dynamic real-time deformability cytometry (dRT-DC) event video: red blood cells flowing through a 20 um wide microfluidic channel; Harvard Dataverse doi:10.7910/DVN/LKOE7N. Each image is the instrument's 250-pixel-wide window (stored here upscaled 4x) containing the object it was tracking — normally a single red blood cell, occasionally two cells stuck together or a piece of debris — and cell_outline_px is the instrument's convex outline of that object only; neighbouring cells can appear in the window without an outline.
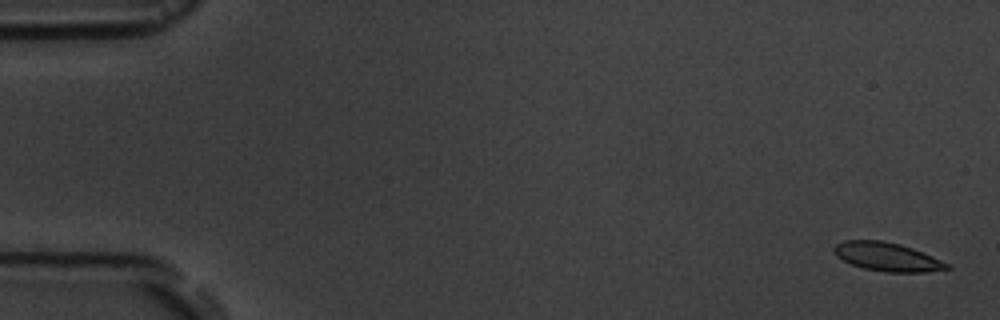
{"species": "common noctule bat (a hibernating species)", "species_latin": "Nyctalus noctula", "temperature_condition": "room temperature", "stored_images_in_passage": 4, "camera_frame_rate_fps": 3000, "um_per_image_px": 0.085, "animal": {"sex": "male", "body_mass_g": 19.5, "forearm_length_mm": 54.6}, "frame": {"image": 1, "passage_image": 1, "time_ms": 0.0, "image_size_px": [1000, 320], "cell_outline_px": [[952, 268], [924, 272], [884, 272], [864, 268], [852, 264], [836, 256], [832, 248], [836, 244], [844, 240], [880, 240], [900, 244], [912, 248], [932, 256], [948, 264]], "centroid_in_image_um": [75.38, 21.82], "position_along_channel_um": 9.6, "area_um2": 18.67}}
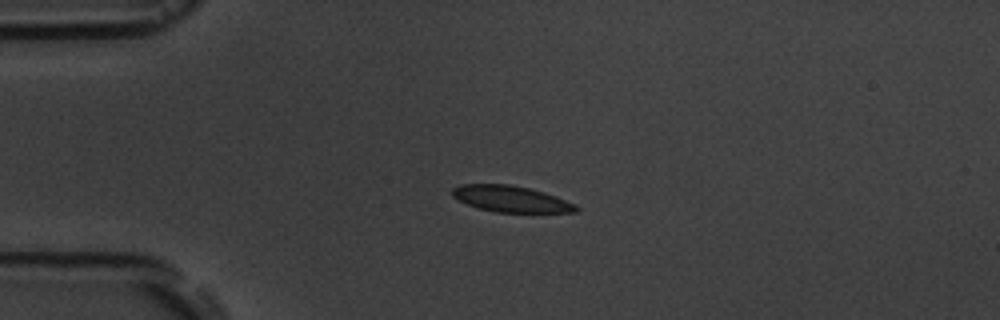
{"frame": {"image": 2, "passage_image": 4, "time_ms": 4.0, "image_size_px": [1000, 320], "cell_outline_px": [[580, 208], [576, 212], [496, 212], [480, 208], [468, 204], [452, 196], [452, 188], [460, 184], [508, 184], [528, 188], [544, 192], [556, 196], [576, 204]], "centroid_in_image_um": [43.45, 16.9], "position_along_channel_um": 41.6, "area_um2": 18.79}}